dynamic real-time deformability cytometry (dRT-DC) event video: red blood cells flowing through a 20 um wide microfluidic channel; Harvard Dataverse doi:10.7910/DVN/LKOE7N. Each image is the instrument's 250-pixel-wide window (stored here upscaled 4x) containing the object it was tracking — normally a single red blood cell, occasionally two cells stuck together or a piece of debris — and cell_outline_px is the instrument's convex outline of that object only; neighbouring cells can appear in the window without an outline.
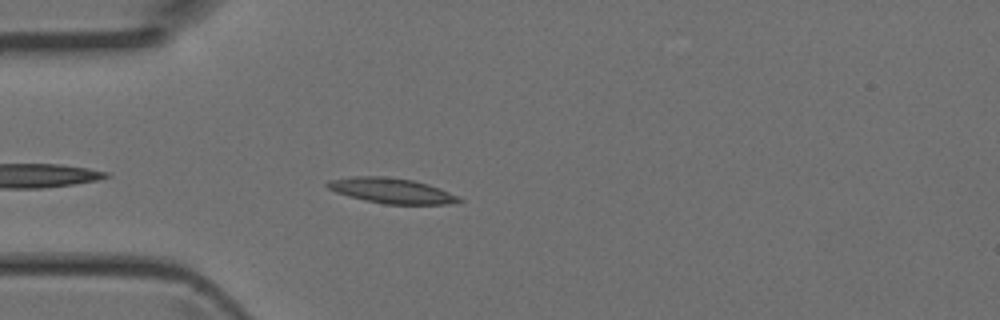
{"species": "Egyptian fruit bat (a non-hibernating species)", "species_latin": "Rousettus aegyptiacus", "temperature_condition": "room temperature", "stored_images_in_passage": 3, "camera_frame_rate_fps": 3000, "um_per_image_px": 0.085, "animal": {"sex": "female"}, "frame": {"image": 1, "passage_image": 3, "time_ms": 0.667, "image_size_px": [1000, 320], "cell_outline_px": [[464, 200], [448, 204], [384, 204], [348, 196], [336, 192], [328, 188], [324, 184], [328, 180], [356, 176], [380, 176], [412, 180], [428, 184], [440, 188], [460, 196]], "centroid_in_image_um": [33.29, 16.21], "position_along_channel_um": 51.7, "area_um2": 19.31}}